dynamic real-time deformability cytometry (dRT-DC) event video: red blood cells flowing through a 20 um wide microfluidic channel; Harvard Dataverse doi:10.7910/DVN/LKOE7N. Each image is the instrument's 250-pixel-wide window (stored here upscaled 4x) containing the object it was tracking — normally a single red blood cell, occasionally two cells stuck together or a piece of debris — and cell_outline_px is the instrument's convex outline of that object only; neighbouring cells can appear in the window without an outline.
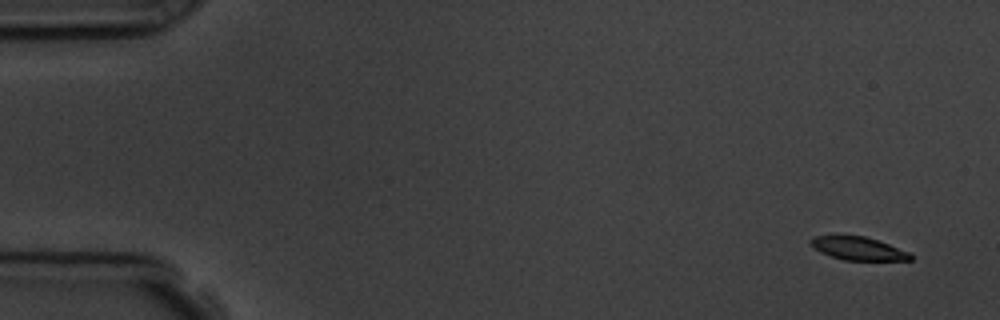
{"species": "common noctule bat (a hibernating species)", "species_latin": "Nyctalus noctula", "temperature_condition": "room temperature", "stored_images_in_passage": 6, "camera_frame_rate_fps": 3000, "um_per_image_px": 0.085, "animal": {"sex": "male", "body_mass_g": 19.5, "forearm_length_mm": 54.6}, "frame": {"image": 1, "passage_image": 1, "time_ms": 0.0, "image_size_px": [1000, 320], "cell_outline_px": [[912, 260], [844, 260], [820, 252], [812, 248], [808, 240], [816, 236], [864, 236], [912, 252]], "centroid_in_image_um": [72.95, 21.13], "position_along_channel_um": 12.0, "area_um2": 13.41}}
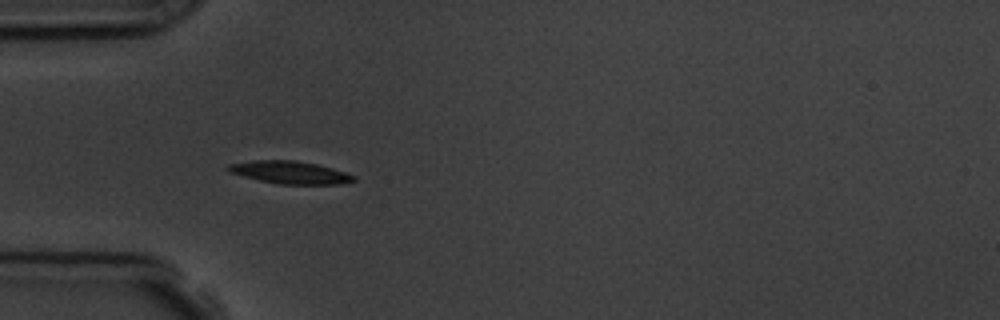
{"frame": {"image": 2, "passage_image": 5, "time_ms": 4.667, "image_size_px": [1000, 320], "cell_outline_px": [[356, 180], [340, 184], [280, 184], [260, 180], [228, 172], [224, 168], [228, 164], [252, 160], [296, 160], [316, 164], [332, 168], [356, 176]], "centroid_in_image_um": [24.62, 14.64], "position_along_channel_um": 60.4, "area_um2": 16.53}}